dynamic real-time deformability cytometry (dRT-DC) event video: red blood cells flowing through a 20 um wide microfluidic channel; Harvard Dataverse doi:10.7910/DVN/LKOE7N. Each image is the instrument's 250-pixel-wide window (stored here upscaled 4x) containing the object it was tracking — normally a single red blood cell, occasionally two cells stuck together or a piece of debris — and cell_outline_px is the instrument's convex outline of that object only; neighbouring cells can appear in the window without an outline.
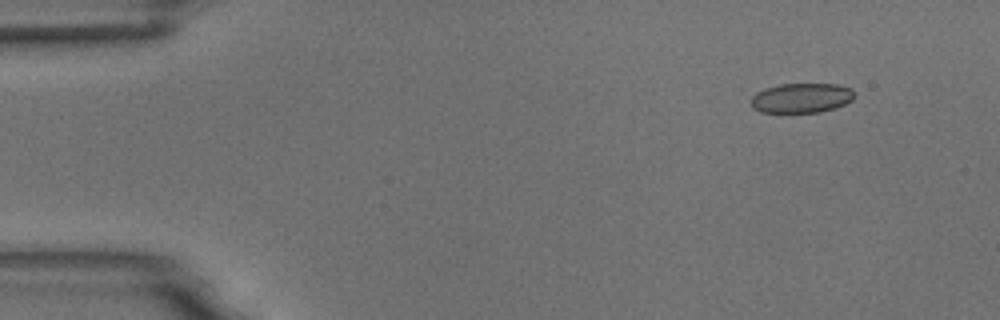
{"species": "common noctule bat (a hibernating species)", "species_latin": "Nyctalus noctula", "temperature_condition": "room temperature", "stored_images_in_passage": 4, "camera_frame_rate_fps": 3000, "um_per_image_px": 0.085, "animal": {"sex": "male", "body_mass_g": 18.8}, "frame": {"image": 1, "passage_image": 1, "time_ms": 0.0, "image_size_px": [1000, 320], "cell_outline_px": [[856, 96], [852, 100], [844, 104], [820, 112], [760, 112], [752, 108], [752, 96], [756, 92], [764, 88], [780, 84], [836, 84], [852, 88]], "centroid_in_image_um": [68.12, 8.32], "position_along_channel_um": 16.9, "area_um2": 17.92}}
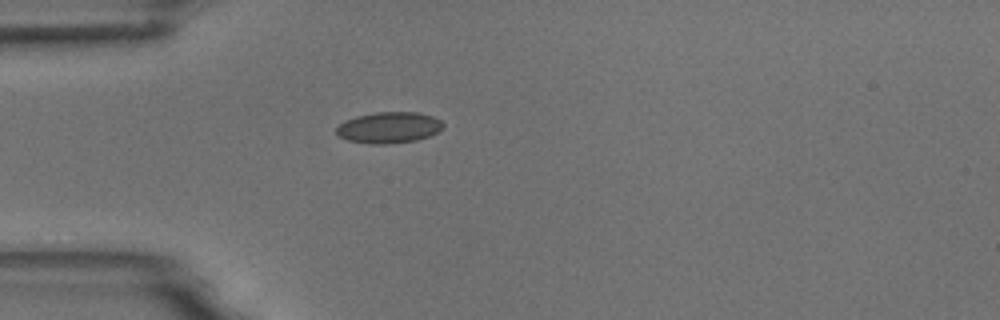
{"frame": {"image": 2, "passage_image": 4, "time_ms": 3.333, "image_size_px": [1000, 320], "cell_outline_px": [[444, 128], [428, 136], [416, 140], [388, 144], [372, 144], [348, 140], [340, 136], [336, 132], [336, 128], [344, 120], [356, 116], [376, 112], [416, 112], [432, 116], [440, 120], [444, 124]], "centroid_in_image_um": [33.06, 10.84], "position_along_channel_um": 51.9, "area_um2": 19.31}}